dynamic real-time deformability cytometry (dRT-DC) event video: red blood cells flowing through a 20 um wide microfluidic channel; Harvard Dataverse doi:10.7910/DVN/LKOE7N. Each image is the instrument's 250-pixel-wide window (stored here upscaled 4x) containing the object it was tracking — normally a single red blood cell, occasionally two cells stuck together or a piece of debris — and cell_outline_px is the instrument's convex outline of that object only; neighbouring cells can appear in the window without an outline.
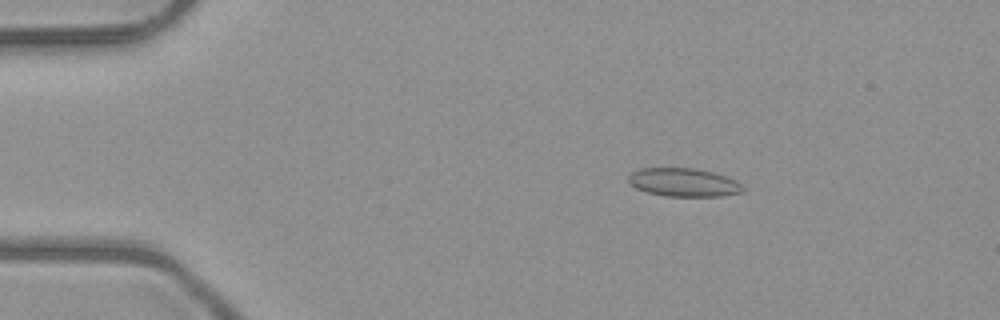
{"species": "common noctule bat (a hibernating species)", "species_latin": "Nyctalus noctula", "temperature_condition": "room temperature", "stored_images_in_passage": 52, "camera_frame_rate_fps": 3000, "um_per_image_px": 0.085, "animal": {"sex": "male", "body_mass_g": 23.1, "forearm_length_mm": 52.7}, "frame": {"image": 1, "passage_image": 9, "time_ms": 2.667, "image_size_px": [1000, 320], "cell_outline_px": [[744, 192], [720, 196], [664, 196], [648, 192], [636, 188], [628, 180], [628, 176], [632, 172], [640, 168], [696, 168], [712, 172], [736, 180], [744, 188]], "centroid_in_image_um": [58.11, 15.5], "position_along_channel_um": 26.9, "area_um2": 18.84}}
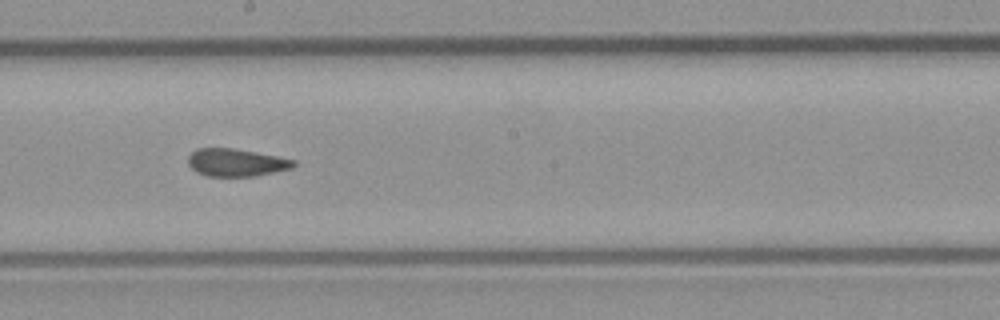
{"frame": {"image": 2, "passage_image": 29, "time_ms": 9.333, "image_size_px": [1000, 320], "cell_outline_px": [[296, 164], [292, 168], [256, 176], [208, 176], [196, 172], [188, 164], [188, 156], [196, 148], [232, 148], [256, 152], [296, 160]], "centroid_in_image_um": [20.07, 13.81], "position_along_channel_um": 228.1, "area_um2": 16.99}}
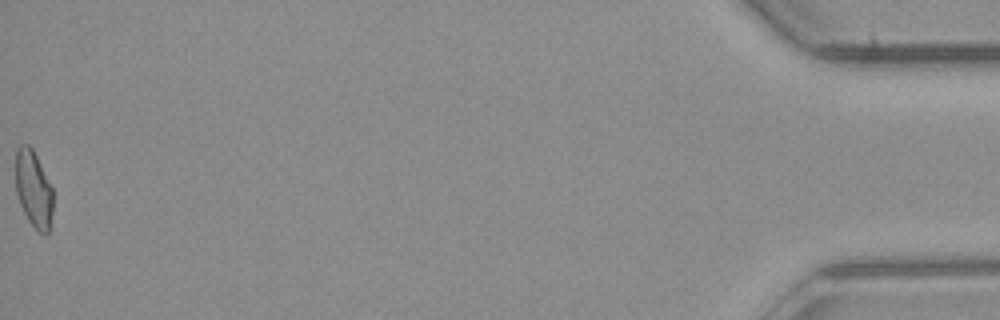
{"frame": {"image": 3, "passage_image": 52, "time_ms": 17.0, "image_size_px": [1000, 320], "cell_outline_px": [[52, 212], [48, 232], [44, 236], [36, 232], [28, 220], [20, 204], [16, 192], [16, 148], [20, 144], [28, 144], [32, 148], [52, 188]], "centroid_in_image_um": [2.84, 16.1], "position_along_channel_um": 432.4, "area_um2": 16.7}, "authors_computed_cell_mechanics": {"area_um2": 18.0047, "velocity_mm_per_s": 4.0391, "shape_relaxation_time_tau1_ms": null, "shape_relaxation_time_tau2_ms": 1.8163, "deformation_change_tau1": null, "deformation_change_tau2": 0.0594}}